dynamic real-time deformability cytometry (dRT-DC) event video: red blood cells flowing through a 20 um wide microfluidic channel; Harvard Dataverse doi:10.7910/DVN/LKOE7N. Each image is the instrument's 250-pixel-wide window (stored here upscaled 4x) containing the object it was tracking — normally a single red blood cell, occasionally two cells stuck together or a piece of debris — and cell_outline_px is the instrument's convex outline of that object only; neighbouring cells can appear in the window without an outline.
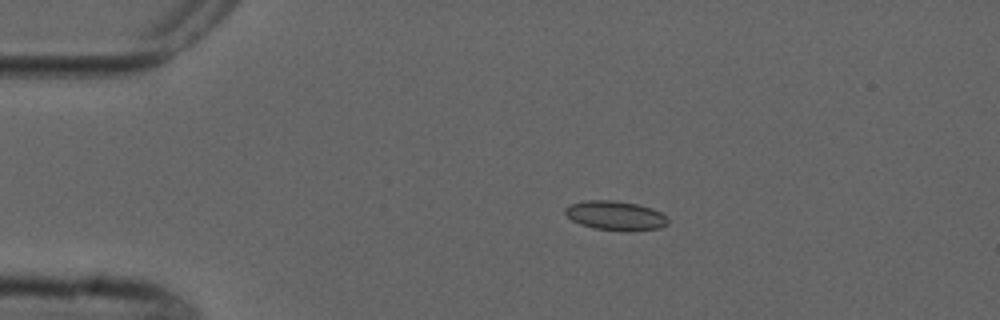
{"species": "common noctule bat (a hibernating species)", "species_latin": "Nyctalus noctula", "temperature_condition": "cold", "stored_images_in_passage": 4, "camera_frame_rate_fps": 3000, "um_per_image_px": 0.085, "animal": {"sex": "male", "forearm_length_mm": 52.5}, "frame": {"image": 1, "passage_image": 3, "time_ms": 2.333, "image_size_px": [1000, 320], "cell_outline_px": [[668, 224], [660, 228], [628, 232], [620, 232], [596, 228], [580, 224], [572, 220], [564, 212], [564, 208], [572, 204], [588, 200], [616, 200], [636, 204], [652, 208], [668, 216]], "centroid_in_image_um": [52.36, 18.34], "position_along_channel_um": 32.6, "area_um2": 17.74}}
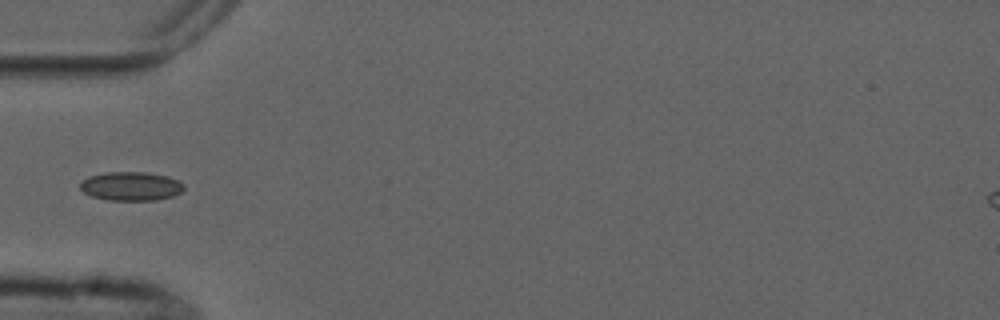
{"frame": {"image": 2, "passage_image": 4, "time_ms": 4.667, "image_size_px": [1000, 320], "cell_outline_px": [[184, 188], [180, 192], [172, 196], [156, 200], [108, 200], [92, 196], [84, 192], [80, 188], [80, 180], [88, 176], [108, 172], [144, 172], [168, 176], [180, 180], [184, 184]], "centroid_in_image_um": [11.13, 15.82], "position_along_channel_um": 73.9, "area_um2": 17.51}}